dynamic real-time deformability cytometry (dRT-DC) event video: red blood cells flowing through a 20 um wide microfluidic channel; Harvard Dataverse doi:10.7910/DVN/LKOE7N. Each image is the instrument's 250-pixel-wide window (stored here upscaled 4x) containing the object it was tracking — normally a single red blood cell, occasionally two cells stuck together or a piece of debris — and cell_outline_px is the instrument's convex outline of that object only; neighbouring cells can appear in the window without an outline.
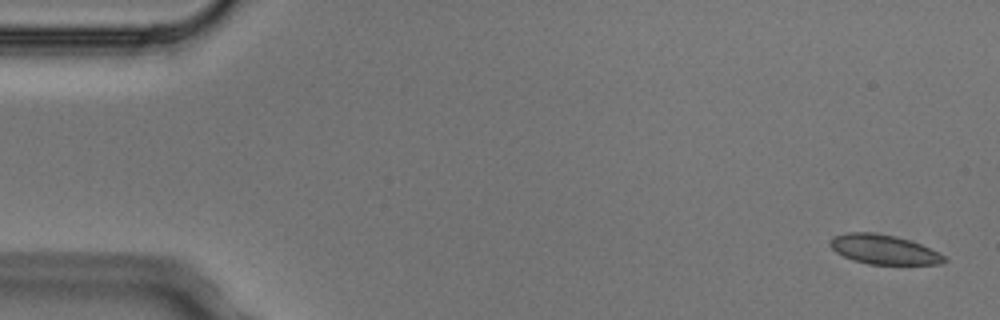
{"species": "Egyptian fruit bat (a non-hibernating species)", "species_latin": "Rousettus aegyptiacus", "temperature_condition": "cold", "stored_images_in_passage": 6, "camera_frame_rate_fps": 3000, "um_per_image_px": 0.085, "animal": {"sex": "male"}, "frame": {"image": 1, "passage_image": 1, "time_ms": 0.0, "image_size_px": [1000, 320], "cell_outline_px": [[948, 260], [940, 264], [868, 264], [852, 260], [836, 252], [828, 244], [828, 240], [832, 236], [848, 232], [872, 232], [896, 236], [920, 244], [944, 256]], "centroid_in_image_um": [75.05, 21.2], "position_along_channel_um": 10.0, "area_um2": 19.54}}
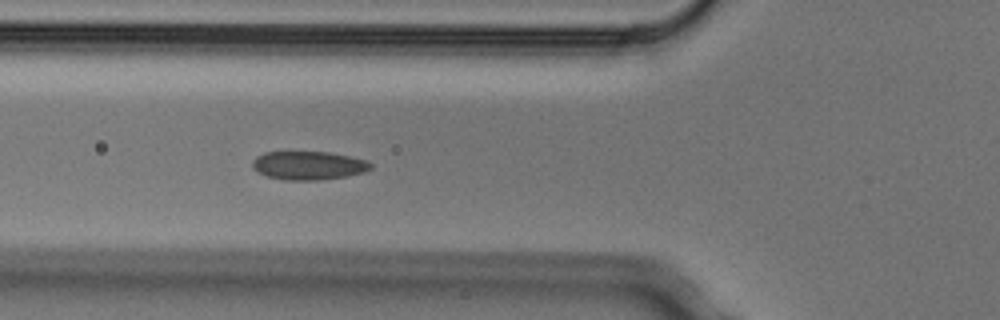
{"frame": {"image": 2, "passage_image": 6, "time_ms": 1.667, "image_size_px": [1000, 320], "cell_outline_px": [[372, 168], [364, 172], [348, 176], [316, 180], [284, 180], [268, 176], [252, 168], [252, 160], [256, 156], [264, 152], [332, 152], [352, 156], [368, 160], [372, 164]], "centroid_in_image_um": [26.26, 14.05], "position_along_channel_um": 99.5, "area_um2": 19.83}}